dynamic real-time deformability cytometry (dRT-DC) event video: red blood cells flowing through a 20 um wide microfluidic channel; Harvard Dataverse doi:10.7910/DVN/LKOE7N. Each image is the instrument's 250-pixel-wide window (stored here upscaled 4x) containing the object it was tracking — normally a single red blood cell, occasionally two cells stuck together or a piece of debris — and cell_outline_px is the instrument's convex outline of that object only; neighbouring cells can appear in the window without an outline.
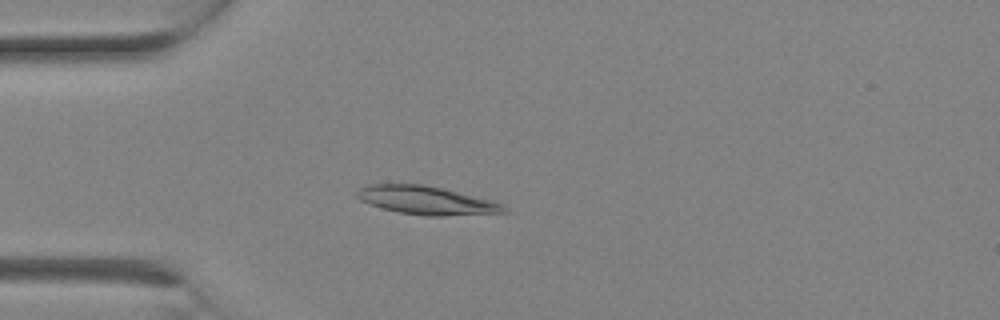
{"species": "Egyptian fruit bat (a non-hibernating species)", "species_latin": "Rousettus aegyptiacus", "temperature_condition": "room temperature", "stored_images_in_passage": 2, "camera_frame_rate_fps": 3000, "um_per_image_px": 0.085, "animal": {"sex": "female"}, "frame": {"image": 1, "passage_image": 2, "time_ms": 0.333, "image_size_px": [1000, 320], "cell_outline_px": [[508, 212], [444, 216], [428, 216], [400, 212], [384, 208], [360, 200], [356, 196], [356, 192], [360, 188], [368, 184], [424, 184], [444, 188], [504, 204]], "centroid_in_image_um": [36.25, 17.02], "position_along_channel_um": 48.7, "area_um2": 24.04}}